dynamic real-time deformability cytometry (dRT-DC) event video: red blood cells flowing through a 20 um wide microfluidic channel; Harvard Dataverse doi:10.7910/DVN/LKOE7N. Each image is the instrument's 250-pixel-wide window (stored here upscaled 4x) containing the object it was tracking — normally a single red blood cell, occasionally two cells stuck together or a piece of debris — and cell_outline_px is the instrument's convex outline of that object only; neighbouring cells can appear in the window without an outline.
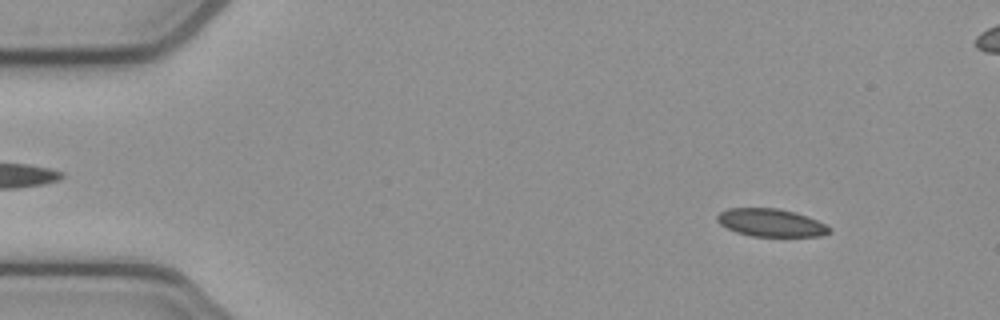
{"species": "common noctule bat (a hibernating species)", "species_latin": "Nyctalus noctula", "temperature_condition": "cold", "stored_images_in_passage": 53, "camera_frame_rate_fps": 3000, "um_per_image_px": 0.085, "animal": {"sex": "female", "body_mass_g": 21.9}, "frame": {"image": 1, "passage_image": 5, "time_ms": 1.333, "image_size_px": [1000, 320], "cell_outline_px": [[832, 232], [820, 236], [752, 236], [736, 232], [720, 224], [716, 220], [716, 216], [720, 212], [728, 208], [780, 208], [796, 212], [808, 216], [832, 228]], "centroid_in_image_um": [65.54, 18.92], "position_along_channel_um": 19.5, "area_um2": 18.26}}
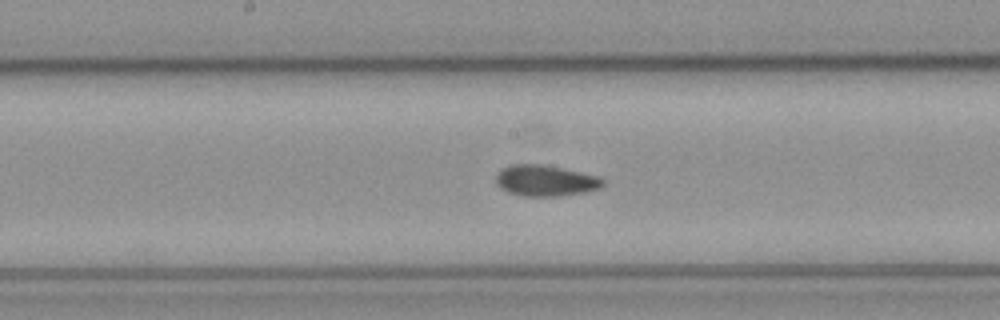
{"frame": {"image": 2, "passage_image": 26, "time_ms": 8.333, "image_size_px": [1000, 320], "cell_outline_px": [[604, 184], [600, 188], [584, 192], [560, 196], [520, 196], [508, 192], [500, 188], [496, 184], [496, 172], [508, 164], [544, 164], [600, 176], [604, 180]], "centroid_in_image_um": [46.34, 15.34], "position_along_channel_um": 201.9, "area_um2": 19.65}}
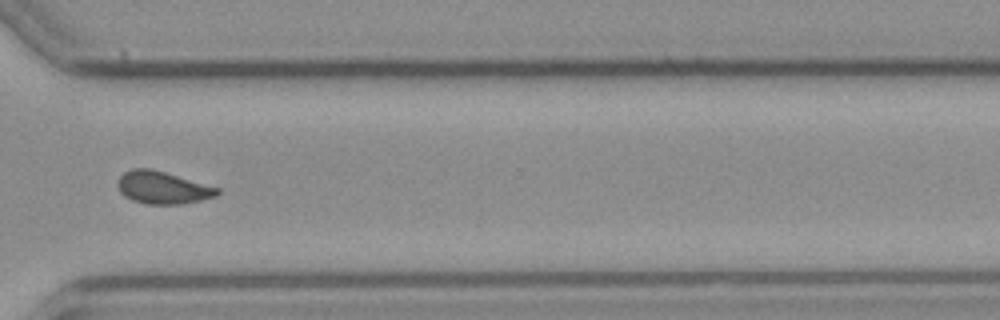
{"frame": {"image": 3, "passage_image": 38, "time_ms": 12.333, "image_size_px": [1000, 320], "cell_outline_px": [[220, 192], [216, 196], [200, 200], [180, 204], [144, 204], [132, 200], [124, 196], [120, 192], [116, 184], [116, 180], [124, 172], [132, 168], [152, 168], [220, 188]], "centroid_in_image_um": [13.78, 15.94], "position_along_channel_um": 356.8, "area_um2": 19.02}, "authors_computed_cell_mechanics": {"area_um2": 19.0162, "velocity_mm_per_s": 3.8794, "shape_relaxation_time_tau1_ms": null, "shape_relaxation_time_tau2_ms": 1.7572, "deformation_change_tau1": null, "deformation_change_tau2": 0.0632}}